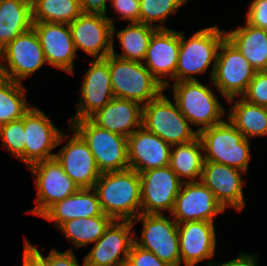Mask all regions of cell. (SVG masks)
Returning a JSON list of instances; mask_svg holds the SVG:
<instances>
[{
	"instance_id": "cell-25",
	"label": "cell",
	"mask_w": 267,
	"mask_h": 266,
	"mask_svg": "<svg viewBox=\"0 0 267 266\" xmlns=\"http://www.w3.org/2000/svg\"><path fill=\"white\" fill-rule=\"evenodd\" d=\"M93 190V193L90 191ZM103 213L94 189L80 188L65 199L55 202L41 217L55 221L56 226L75 218H90Z\"/></svg>"
},
{
	"instance_id": "cell-2",
	"label": "cell",
	"mask_w": 267,
	"mask_h": 266,
	"mask_svg": "<svg viewBox=\"0 0 267 266\" xmlns=\"http://www.w3.org/2000/svg\"><path fill=\"white\" fill-rule=\"evenodd\" d=\"M109 71L114 97L146 105L157 98L164 86L142 62L119 59L109 55Z\"/></svg>"
},
{
	"instance_id": "cell-28",
	"label": "cell",
	"mask_w": 267,
	"mask_h": 266,
	"mask_svg": "<svg viewBox=\"0 0 267 266\" xmlns=\"http://www.w3.org/2000/svg\"><path fill=\"white\" fill-rule=\"evenodd\" d=\"M128 27L119 31L117 36L123 48V55H118L112 48V55L123 60H145L151 37L156 29H165L161 25L149 26L141 22H130Z\"/></svg>"
},
{
	"instance_id": "cell-17",
	"label": "cell",
	"mask_w": 267,
	"mask_h": 266,
	"mask_svg": "<svg viewBox=\"0 0 267 266\" xmlns=\"http://www.w3.org/2000/svg\"><path fill=\"white\" fill-rule=\"evenodd\" d=\"M81 87L76 115L69 122L89 119L114 98L109 71V55L91 62Z\"/></svg>"
},
{
	"instance_id": "cell-36",
	"label": "cell",
	"mask_w": 267,
	"mask_h": 266,
	"mask_svg": "<svg viewBox=\"0 0 267 266\" xmlns=\"http://www.w3.org/2000/svg\"><path fill=\"white\" fill-rule=\"evenodd\" d=\"M242 98L249 103L267 107V77L257 71Z\"/></svg>"
},
{
	"instance_id": "cell-33",
	"label": "cell",
	"mask_w": 267,
	"mask_h": 266,
	"mask_svg": "<svg viewBox=\"0 0 267 266\" xmlns=\"http://www.w3.org/2000/svg\"><path fill=\"white\" fill-rule=\"evenodd\" d=\"M22 83L0 77V126L21 119L30 109Z\"/></svg>"
},
{
	"instance_id": "cell-1",
	"label": "cell",
	"mask_w": 267,
	"mask_h": 266,
	"mask_svg": "<svg viewBox=\"0 0 267 266\" xmlns=\"http://www.w3.org/2000/svg\"><path fill=\"white\" fill-rule=\"evenodd\" d=\"M93 189L104 214L133 220L141 212L140 176L133 169L101 173Z\"/></svg>"
},
{
	"instance_id": "cell-34",
	"label": "cell",
	"mask_w": 267,
	"mask_h": 266,
	"mask_svg": "<svg viewBox=\"0 0 267 266\" xmlns=\"http://www.w3.org/2000/svg\"><path fill=\"white\" fill-rule=\"evenodd\" d=\"M188 0H140V22L152 26L153 21L163 22L170 13Z\"/></svg>"
},
{
	"instance_id": "cell-24",
	"label": "cell",
	"mask_w": 267,
	"mask_h": 266,
	"mask_svg": "<svg viewBox=\"0 0 267 266\" xmlns=\"http://www.w3.org/2000/svg\"><path fill=\"white\" fill-rule=\"evenodd\" d=\"M142 109L138 102L114 97L90 119L99 127L129 137L142 126Z\"/></svg>"
},
{
	"instance_id": "cell-6",
	"label": "cell",
	"mask_w": 267,
	"mask_h": 266,
	"mask_svg": "<svg viewBox=\"0 0 267 266\" xmlns=\"http://www.w3.org/2000/svg\"><path fill=\"white\" fill-rule=\"evenodd\" d=\"M189 125L177 103L174 105L163 92L143 105L142 126L171 146L187 143L198 137V132L193 131Z\"/></svg>"
},
{
	"instance_id": "cell-22",
	"label": "cell",
	"mask_w": 267,
	"mask_h": 266,
	"mask_svg": "<svg viewBox=\"0 0 267 266\" xmlns=\"http://www.w3.org/2000/svg\"><path fill=\"white\" fill-rule=\"evenodd\" d=\"M180 47V32L170 29H156L151 37L145 60L146 68L165 87L168 81L161 76L168 74L175 80Z\"/></svg>"
},
{
	"instance_id": "cell-4",
	"label": "cell",
	"mask_w": 267,
	"mask_h": 266,
	"mask_svg": "<svg viewBox=\"0 0 267 266\" xmlns=\"http://www.w3.org/2000/svg\"><path fill=\"white\" fill-rule=\"evenodd\" d=\"M226 32L219 30L217 26L204 28L196 32L189 40H185L180 32V47L175 73V82L197 80L192 74L203 73L213 61L210 74L212 80L217 53Z\"/></svg>"
},
{
	"instance_id": "cell-19",
	"label": "cell",
	"mask_w": 267,
	"mask_h": 266,
	"mask_svg": "<svg viewBox=\"0 0 267 266\" xmlns=\"http://www.w3.org/2000/svg\"><path fill=\"white\" fill-rule=\"evenodd\" d=\"M70 129L75 132L74 136L54 157L79 188L93 189L101 173L87 143L76 131Z\"/></svg>"
},
{
	"instance_id": "cell-35",
	"label": "cell",
	"mask_w": 267,
	"mask_h": 266,
	"mask_svg": "<svg viewBox=\"0 0 267 266\" xmlns=\"http://www.w3.org/2000/svg\"><path fill=\"white\" fill-rule=\"evenodd\" d=\"M0 137L12 154L25 163L24 122L22 119L0 126Z\"/></svg>"
},
{
	"instance_id": "cell-30",
	"label": "cell",
	"mask_w": 267,
	"mask_h": 266,
	"mask_svg": "<svg viewBox=\"0 0 267 266\" xmlns=\"http://www.w3.org/2000/svg\"><path fill=\"white\" fill-rule=\"evenodd\" d=\"M114 221L112 217L102 213L90 218H75L62 223L58 228L76 247L96 242L109 225Z\"/></svg>"
},
{
	"instance_id": "cell-23",
	"label": "cell",
	"mask_w": 267,
	"mask_h": 266,
	"mask_svg": "<svg viewBox=\"0 0 267 266\" xmlns=\"http://www.w3.org/2000/svg\"><path fill=\"white\" fill-rule=\"evenodd\" d=\"M179 251L185 266H194L215 254L216 234L213 222L188 221L178 224Z\"/></svg>"
},
{
	"instance_id": "cell-40",
	"label": "cell",
	"mask_w": 267,
	"mask_h": 266,
	"mask_svg": "<svg viewBox=\"0 0 267 266\" xmlns=\"http://www.w3.org/2000/svg\"><path fill=\"white\" fill-rule=\"evenodd\" d=\"M30 246L45 260L46 266H80L71 250L60 253L55 249L47 257L42 256L39 250L30 244Z\"/></svg>"
},
{
	"instance_id": "cell-39",
	"label": "cell",
	"mask_w": 267,
	"mask_h": 266,
	"mask_svg": "<svg viewBox=\"0 0 267 266\" xmlns=\"http://www.w3.org/2000/svg\"><path fill=\"white\" fill-rule=\"evenodd\" d=\"M115 11L122 16L120 19L140 22V0H110Z\"/></svg>"
},
{
	"instance_id": "cell-11",
	"label": "cell",
	"mask_w": 267,
	"mask_h": 266,
	"mask_svg": "<svg viewBox=\"0 0 267 266\" xmlns=\"http://www.w3.org/2000/svg\"><path fill=\"white\" fill-rule=\"evenodd\" d=\"M28 167L35 174L38 189L37 205L30 211L32 214L41 216L55 202L65 199L80 189L64 172L55 157L41 160Z\"/></svg>"
},
{
	"instance_id": "cell-16",
	"label": "cell",
	"mask_w": 267,
	"mask_h": 266,
	"mask_svg": "<svg viewBox=\"0 0 267 266\" xmlns=\"http://www.w3.org/2000/svg\"><path fill=\"white\" fill-rule=\"evenodd\" d=\"M133 222L131 220H114L105 233L95 242L92 250L84 259L83 266H124L134 243L129 235ZM123 253L121 259L120 253Z\"/></svg>"
},
{
	"instance_id": "cell-7",
	"label": "cell",
	"mask_w": 267,
	"mask_h": 266,
	"mask_svg": "<svg viewBox=\"0 0 267 266\" xmlns=\"http://www.w3.org/2000/svg\"><path fill=\"white\" fill-rule=\"evenodd\" d=\"M174 99L180 112L194 125L202 124L197 132L221 123L225 110L213 92L198 80L174 82Z\"/></svg>"
},
{
	"instance_id": "cell-43",
	"label": "cell",
	"mask_w": 267,
	"mask_h": 266,
	"mask_svg": "<svg viewBox=\"0 0 267 266\" xmlns=\"http://www.w3.org/2000/svg\"><path fill=\"white\" fill-rule=\"evenodd\" d=\"M255 257L256 256L254 254L245 255L241 252L238 258L222 263L218 266H256ZM209 266H213L212 261H210Z\"/></svg>"
},
{
	"instance_id": "cell-32",
	"label": "cell",
	"mask_w": 267,
	"mask_h": 266,
	"mask_svg": "<svg viewBox=\"0 0 267 266\" xmlns=\"http://www.w3.org/2000/svg\"><path fill=\"white\" fill-rule=\"evenodd\" d=\"M33 22L70 24L82 14L80 0H31Z\"/></svg>"
},
{
	"instance_id": "cell-5",
	"label": "cell",
	"mask_w": 267,
	"mask_h": 266,
	"mask_svg": "<svg viewBox=\"0 0 267 266\" xmlns=\"http://www.w3.org/2000/svg\"><path fill=\"white\" fill-rule=\"evenodd\" d=\"M70 124L87 143L100 173L129 168L127 137L97 126L90 118Z\"/></svg>"
},
{
	"instance_id": "cell-8",
	"label": "cell",
	"mask_w": 267,
	"mask_h": 266,
	"mask_svg": "<svg viewBox=\"0 0 267 266\" xmlns=\"http://www.w3.org/2000/svg\"><path fill=\"white\" fill-rule=\"evenodd\" d=\"M212 82L231 103L236 95L243 96L257 72L238 48L226 37L220 44Z\"/></svg>"
},
{
	"instance_id": "cell-14",
	"label": "cell",
	"mask_w": 267,
	"mask_h": 266,
	"mask_svg": "<svg viewBox=\"0 0 267 266\" xmlns=\"http://www.w3.org/2000/svg\"><path fill=\"white\" fill-rule=\"evenodd\" d=\"M24 122L25 163L30 166L53 158L50 151L67 140L52 121L39 109H31L21 118Z\"/></svg>"
},
{
	"instance_id": "cell-12",
	"label": "cell",
	"mask_w": 267,
	"mask_h": 266,
	"mask_svg": "<svg viewBox=\"0 0 267 266\" xmlns=\"http://www.w3.org/2000/svg\"><path fill=\"white\" fill-rule=\"evenodd\" d=\"M142 214H161L166 209L172 212L182 180L168 165L139 173Z\"/></svg>"
},
{
	"instance_id": "cell-18",
	"label": "cell",
	"mask_w": 267,
	"mask_h": 266,
	"mask_svg": "<svg viewBox=\"0 0 267 266\" xmlns=\"http://www.w3.org/2000/svg\"><path fill=\"white\" fill-rule=\"evenodd\" d=\"M172 146L143 126L127 137L129 168L138 173L170 164Z\"/></svg>"
},
{
	"instance_id": "cell-3",
	"label": "cell",
	"mask_w": 267,
	"mask_h": 266,
	"mask_svg": "<svg viewBox=\"0 0 267 266\" xmlns=\"http://www.w3.org/2000/svg\"><path fill=\"white\" fill-rule=\"evenodd\" d=\"M205 161L228 165L241 170L248 168L251 158L249 140L229 121L205 128L198 132Z\"/></svg>"
},
{
	"instance_id": "cell-42",
	"label": "cell",
	"mask_w": 267,
	"mask_h": 266,
	"mask_svg": "<svg viewBox=\"0 0 267 266\" xmlns=\"http://www.w3.org/2000/svg\"><path fill=\"white\" fill-rule=\"evenodd\" d=\"M23 266H46L45 260L30 246L28 240H25Z\"/></svg>"
},
{
	"instance_id": "cell-37",
	"label": "cell",
	"mask_w": 267,
	"mask_h": 266,
	"mask_svg": "<svg viewBox=\"0 0 267 266\" xmlns=\"http://www.w3.org/2000/svg\"><path fill=\"white\" fill-rule=\"evenodd\" d=\"M125 266H170L151 251L132 244Z\"/></svg>"
},
{
	"instance_id": "cell-20",
	"label": "cell",
	"mask_w": 267,
	"mask_h": 266,
	"mask_svg": "<svg viewBox=\"0 0 267 266\" xmlns=\"http://www.w3.org/2000/svg\"><path fill=\"white\" fill-rule=\"evenodd\" d=\"M33 28L39 37L46 62L70 74L73 73L76 49L69 24L33 22Z\"/></svg>"
},
{
	"instance_id": "cell-10",
	"label": "cell",
	"mask_w": 267,
	"mask_h": 266,
	"mask_svg": "<svg viewBox=\"0 0 267 266\" xmlns=\"http://www.w3.org/2000/svg\"><path fill=\"white\" fill-rule=\"evenodd\" d=\"M0 58L3 59L2 62H8V66H4L0 60L1 76L18 83L46 63L39 37L33 27L4 47L0 51Z\"/></svg>"
},
{
	"instance_id": "cell-27",
	"label": "cell",
	"mask_w": 267,
	"mask_h": 266,
	"mask_svg": "<svg viewBox=\"0 0 267 266\" xmlns=\"http://www.w3.org/2000/svg\"><path fill=\"white\" fill-rule=\"evenodd\" d=\"M226 38L238 48L256 71L265 66L267 62V30L246 23L244 27L227 32Z\"/></svg>"
},
{
	"instance_id": "cell-13",
	"label": "cell",
	"mask_w": 267,
	"mask_h": 266,
	"mask_svg": "<svg viewBox=\"0 0 267 266\" xmlns=\"http://www.w3.org/2000/svg\"><path fill=\"white\" fill-rule=\"evenodd\" d=\"M69 28L76 52L81 48L96 59H104L112 53L113 35L116 31L113 19L102 15L81 14L69 24Z\"/></svg>"
},
{
	"instance_id": "cell-15",
	"label": "cell",
	"mask_w": 267,
	"mask_h": 266,
	"mask_svg": "<svg viewBox=\"0 0 267 266\" xmlns=\"http://www.w3.org/2000/svg\"><path fill=\"white\" fill-rule=\"evenodd\" d=\"M223 211L224 207L212 191L198 179L182 183L171 213L179 224L188 221L213 222L214 216Z\"/></svg>"
},
{
	"instance_id": "cell-41",
	"label": "cell",
	"mask_w": 267,
	"mask_h": 266,
	"mask_svg": "<svg viewBox=\"0 0 267 266\" xmlns=\"http://www.w3.org/2000/svg\"><path fill=\"white\" fill-rule=\"evenodd\" d=\"M107 0H80L82 14L106 16Z\"/></svg>"
},
{
	"instance_id": "cell-31",
	"label": "cell",
	"mask_w": 267,
	"mask_h": 266,
	"mask_svg": "<svg viewBox=\"0 0 267 266\" xmlns=\"http://www.w3.org/2000/svg\"><path fill=\"white\" fill-rule=\"evenodd\" d=\"M176 146V149L170 152V164L171 169L177 174L178 178L184 176L190 178L191 181L196 178H201L204 157L201 154L203 151V145L199 137L195 140L172 145ZM192 179V180H191Z\"/></svg>"
},
{
	"instance_id": "cell-26",
	"label": "cell",
	"mask_w": 267,
	"mask_h": 266,
	"mask_svg": "<svg viewBox=\"0 0 267 266\" xmlns=\"http://www.w3.org/2000/svg\"><path fill=\"white\" fill-rule=\"evenodd\" d=\"M32 27L31 0H0V51Z\"/></svg>"
},
{
	"instance_id": "cell-38",
	"label": "cell",
	"mask_w": 267,
	"mask_h": 266,
	"mask_svg": "<svg viewBox=\"0 0 267 266\" xmlns=\"http://www.w3.org/2000/svg\"><path fill=\"white\" fill-rule=\"evenodd\" d=\"M246 22L253 27L267 30V0H253Z\"/></svg>"
},
{
	"instance_id": "cell-29",
	"label": "cell",
	"mask_w": 267,
	"mask_h": 266,
	"mask_svg": "<svg viewBox=\"0 0 267 266\" xmlns=\"http://www.w3.org/2000/svg\"><path fill=\"white\" fill-rule=\"evenodd\" d=\"M228 119L248 140L267 134V107L249 103L242 97L231 108Z\"/></svg>"
},
{
	"instance_id": "cell-9",
	"label": "cell",
	"mask_w": 267,
	"mask_h": 266,
	"mask_svg": "<svg viewBox=\"0 0 267 266\" xmlns=\"http://www.w3.org/2000/svg\"><path fill=\"white\" fill-rule=\"evenodd\" d=\"M137 220L143 223V232L140 241L134 239V243L170 266H180L178 223L162 214L140 213L132 222Z\"/></svg>"
},
{
	"instance_id": "cell-21",
	"label": "cell",
	"mask_w": 267,
	"mask_h": 266,
	"mask_svg": "<svg viewBox=\"0 0 267 266\" xmlns=\"http://www.w3.org/2000/svg\"><path fill=\"white\" fill-rule=\"evenodd\" d=\"M240 171L228 165L204 161L200 181L212 191L224 209L232 206L240 211L245 206Z\"/></svg>"
},
{
	"instance_id": "cell-44",
	"label": "cell",
	"mask_w": 267,
	"mask_h": 266,
	"mask_svg": "<svg viewBox=\"0 0 267 266\" xmlns=\"http://www.w3.org/2000/svg\"><path fill=\"white\" fill-rule=\"evenodd\" d=\"M259 72L263 74L265 77H267V62L265 66L261 70H259Z\"/></svg>"
}]
</instances>
